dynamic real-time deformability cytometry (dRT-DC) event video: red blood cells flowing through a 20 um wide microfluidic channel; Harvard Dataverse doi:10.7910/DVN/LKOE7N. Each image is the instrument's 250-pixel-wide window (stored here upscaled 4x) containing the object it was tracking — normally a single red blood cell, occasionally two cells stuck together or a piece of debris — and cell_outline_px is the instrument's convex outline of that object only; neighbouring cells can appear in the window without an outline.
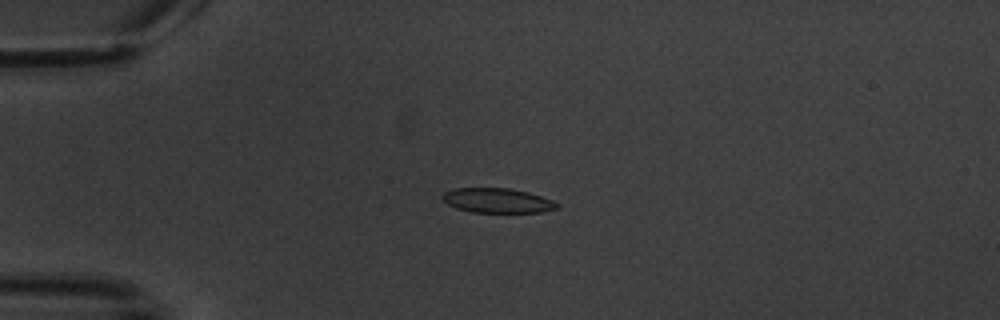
{"species": "common noctule bat (a hibernating species)", "species_latin": "Nyctalus noctula", "temperature_condition": "warm", "stored_images_in_passage": 2, "camera_frame_rate_fps": 3000, "um_per_image_px": 0.085, "animal": {"sex": "male", "body_mass_g": 20.1, "forearm_length_mm": 53.5}, "frame": {"image": 1, "passage_image": 1, "time_ms": 0.0, "image_size_px": [1000, 320], "cell_outline_px": [[560, 208], [540, 212], [472, 212], [456, 208], [440, 200], [440, 196], [444, 192], [456, 188], [508, 188], [528, 192], [552, 200], [560, 204]], "centroid_in_image_um": [42.25, 17.04], "position_along_channel_um": 42.7, "area_um2": 16.53}}